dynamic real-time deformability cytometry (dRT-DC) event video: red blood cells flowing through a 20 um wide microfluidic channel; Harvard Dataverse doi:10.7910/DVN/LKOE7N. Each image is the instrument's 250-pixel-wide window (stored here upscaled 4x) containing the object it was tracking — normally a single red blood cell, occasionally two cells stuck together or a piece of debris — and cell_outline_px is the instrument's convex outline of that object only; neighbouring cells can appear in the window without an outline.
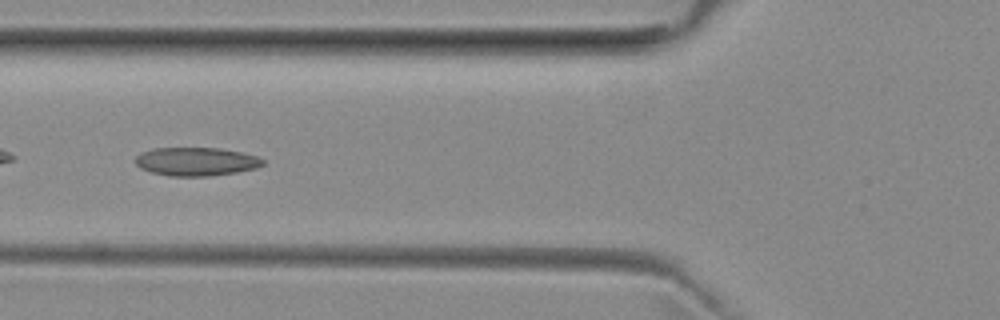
{"species": "common noctule bat (a hibernating species)", "species_latin": "Nyctalus noctula", "temperature_condition": "room temperature", "stored_images_in_passage": 36, "camera_frame_rate_fps": 3000, "um_per_image_px": 0.085, "animal": {"sex": "female", "body_mass_g": 29.2, "forearm_length_mm": 56.3}, "frame": {"image": 1, "passage_image": 4, "time_ms": 1.0, "image_size_px": [1000, 320], "cell_outline_px": [[264, 164], [256, 168], [236, 172], [208, 176], [168, 176], [152, 172], [140, 168], [132, 160], [140, 152], [152, 148], [220, 148], [244, 152], [256, 156], [264, 160]], "centroid_in_image_um": [16.64, 13.72], "position_along_channel_um": 109.2, "area_um2": 21.33}}
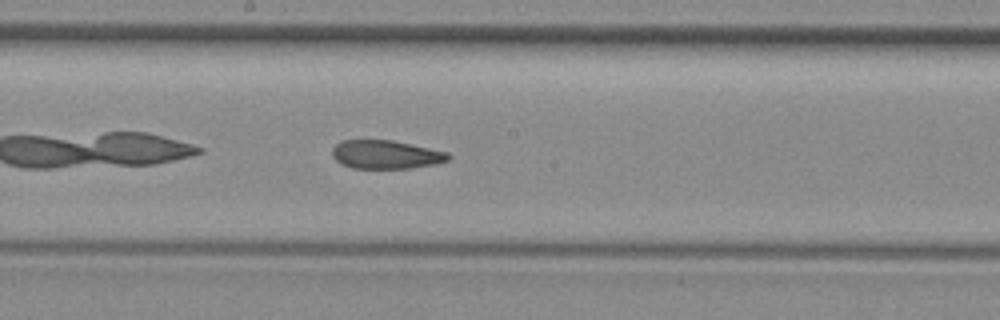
{"frame": {"image": 2, "passage_image": 12, "time_ms": 3.667, "image_size_px": [1000, 320], "cell_outline_px": [[452, 156], [448, 160], [436, 164], [412, 168], [352, 168], [340, 164], [332, 156], [332, 148], [340, 140], [392, 140], [448, 152]], "centroid_in_image_um": [32.79, 13.14], "position_along_channel_um": 215.4, "area_um2": 19.42}}
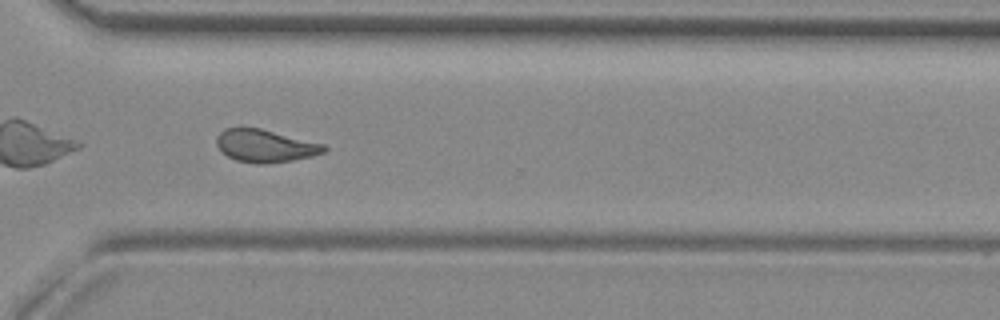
{"frame": {"image": 3, "passage_image": 22, "time_ms": 7.0, "image_size_px": [1000, 320], "cell_outline_px": [[328, 148], [324, 152], [312, 156], [292, 160], [268, 164], [256, 164], [236, 160], [228, 156], [216, 144], [216, 136], [224, 128], [260, 128], [324, 144]], "centroid_in_image_um": [22.54, 12.4], "position_along_channel_um": 348.1, "area_um2": 20.35}, "authors_computed_cell_mechanics": {"area_um2": 20.4323, "velocity_mm_per_s": 3.9805, "shape_relaxation_time_tau1_ms": null, "shape_relaxation_time_tau2_ms": 3.5742, "deformation_change_tau1": null, "deformation_change_tau2": 0.1122}}